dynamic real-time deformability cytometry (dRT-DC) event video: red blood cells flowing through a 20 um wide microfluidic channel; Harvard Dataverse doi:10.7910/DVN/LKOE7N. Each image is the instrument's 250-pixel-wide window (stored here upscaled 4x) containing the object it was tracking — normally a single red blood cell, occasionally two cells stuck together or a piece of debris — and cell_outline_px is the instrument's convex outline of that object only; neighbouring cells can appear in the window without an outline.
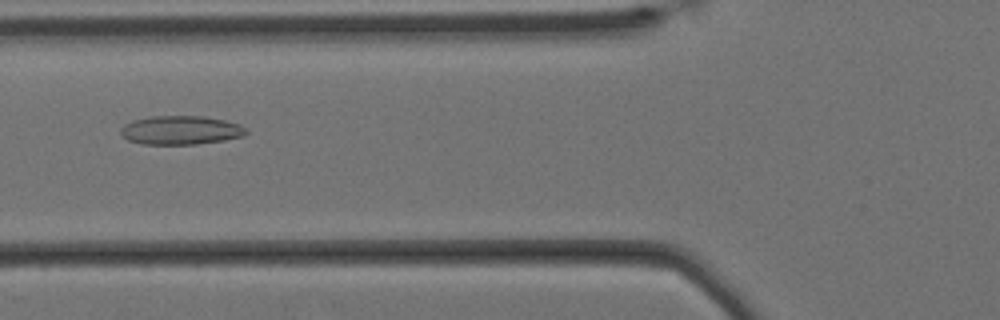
{"species": "Egyptian fruit bat (a non-hibernating species)", "species_latin": "Rousettus aegyptiacus", "temperature_condition": "cold", "stored_images_in_passage": 56, "camera_frame_rate_fps": 3000, "um_per_image_px": 0.085, "animal": {"sex": "female"}, "frame": {"image": 1, "passage_image": 19, "time_ms": 6.0, "image_size_px": [1000, 320], "cell_outline_px": [[248, 132], [244, 136], [224, 140], [196, 144], [144, 144], [128, 140], [120, 132], [120, 128], [124, 124], [132, 120], [152, 116], [204, 116], [224, 120], [240, 124], [248, 128]], "centroid_in_image_um": [15.39, 11.06], "position_along_channel_um": 110.4, "area_um2": 21.15}}
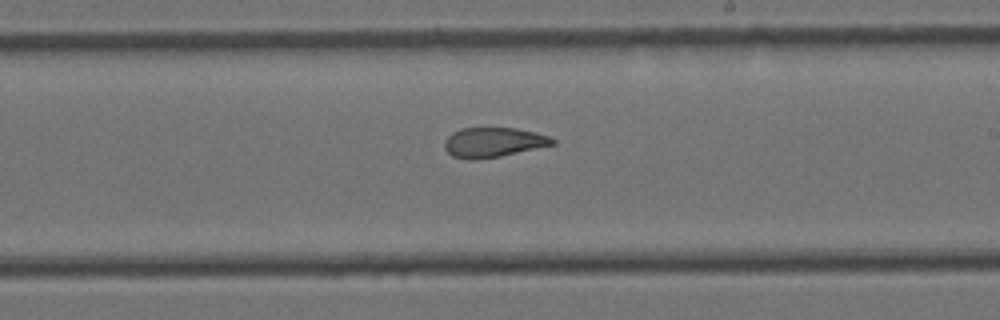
{"frame": {"image": 2, "passage_image": 31, "time_ms": 10.0, "image_size_px": [1000, 320], "cell_outline_px": [[556, 144], [500, 156], [472, 160], [468, 160], [452, 156], [444, 148], [444, 140], [452, 132], [460, 128], [516, 128], [536, 132], [548, 136], [556, 140]], "centroid_in_image_um": [41.92, 12.09], "position_along_channel_um": 247.1, "area_um2": 18.79}}
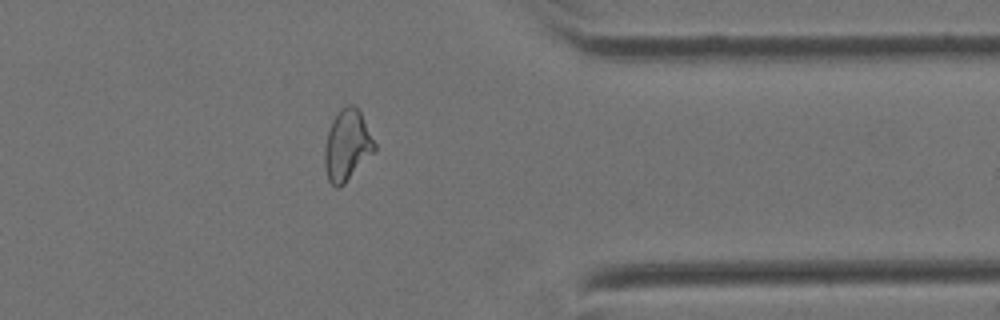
{"frame": {"image": 3, "passage_image": 44, "time_ms": 14.333, "image_size_px": [1000, 320], "cell_outline_px": [[376, 152], [340, 188], [336, 188], [328, 180], [324, 164], [324, 148], [328, 132], [332, 120], [340, 108], [348, 104], [352, 104], [360, 112], [376, 144]], "centroid_in_image_um": [29.51, 12.38], "position_along_channel_um": 381.9, "area_um2": 20.81}, "authors_computed_cell_mechanics": {"area_um2": 20.9814, "velocity_mm_per_s": 3.4229, "shape_relaxation_time_tau1_ms": null, "shape_relaxation_time_tau2_ms": 2.6693, "deformation_change_tau1": null, "deformation_change_tau2": 0.1008}}